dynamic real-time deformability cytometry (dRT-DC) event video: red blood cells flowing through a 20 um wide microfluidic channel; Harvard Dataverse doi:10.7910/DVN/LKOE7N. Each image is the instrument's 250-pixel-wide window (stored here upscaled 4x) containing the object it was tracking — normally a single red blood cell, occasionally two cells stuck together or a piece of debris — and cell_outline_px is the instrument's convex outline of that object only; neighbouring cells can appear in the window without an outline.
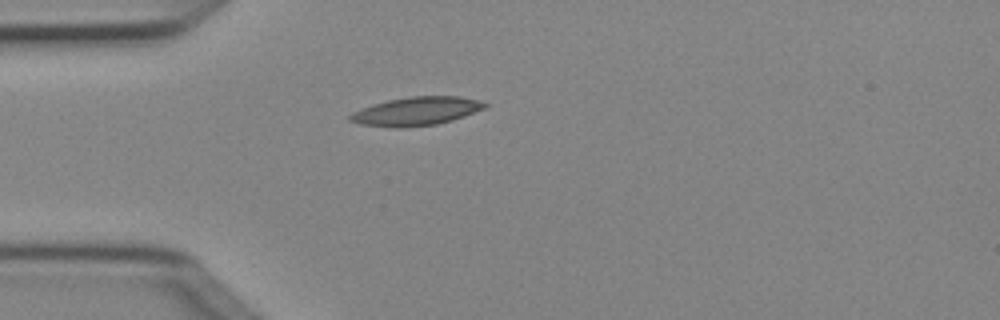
{"species": "Egyptian fruit bat (a non-hibernating species)", "species_latin": "Rousettus aegyptiacus", "temperature_condition": "cold", "stored_images_in_passage": 1, "camera_frame_rate_fps": 3000, "um_per_image_px": 0.085, "animal": {"sex": "female"}, "frame": {"image": 1, "passage_image": 1, "time_ms": 0.0, "image_size_px": [1000, 320], "cell_outline_px": [[488, 104], [484, 108], [464, 116], [452, 120], [436, 124], [400, 128], [392, 128], [360, 124], [348, 120], [348, 116], [352, 112], [372, 104], [388, 100], [412, 96], [460, 96], [480, 100]], "centroid_in_image_um": [35.36, 9.45], "position_along_channel_um": 49.6, "area_um2": 22.43}}